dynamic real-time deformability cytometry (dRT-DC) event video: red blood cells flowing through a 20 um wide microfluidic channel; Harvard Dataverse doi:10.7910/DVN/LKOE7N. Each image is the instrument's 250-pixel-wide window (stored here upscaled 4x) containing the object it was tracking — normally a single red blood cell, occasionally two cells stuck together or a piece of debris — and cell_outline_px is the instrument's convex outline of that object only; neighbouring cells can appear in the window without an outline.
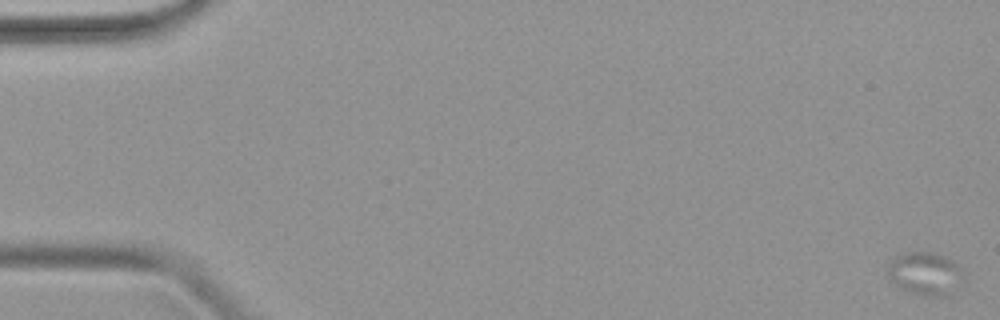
{"species": "common noctule bat (a hibernating species)", "species_latin": "Nyctalus noctula", "temperature_condition": "warm", "stored_images_in_passage": 50, "camera_frame_rate_fps": 3000, "um_per_image_px": 0.085, "animal": {"sex": "female", "body_mass_g": 19.9}, "frame": {"image": 1, "passage_image": 1, "time_ms": 0.0, "image_size_px": [1000, 320], "cell_outline_px": [[964, 280], [948, 296], [928, 296], [912, 292], [900, 288], [888, 276], [888, 260], [896, 256], [908, 252], [932, 252], [944, 256], [952, 260], [964, 272]], "centroid_in_image_um": [78.66, 23.25], "position_along_channel_um": 6.3, "area_um2": 19.02}}
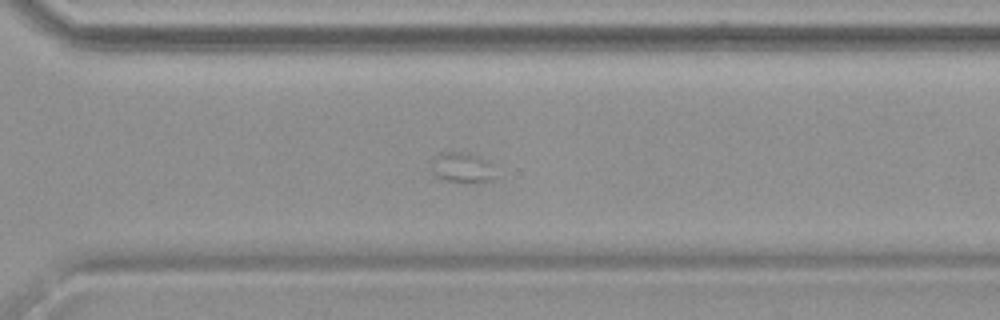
{"frame": {"image": 2, "passage_image": 36, "time_ms": 11.667, "image_size_px": [1000, 320], "cell_outline_px": [[496, 176], [492, 180], [476, 184], [468, 184], [444, 180], [436, 176], [432, 172], [432, 160], [440, 152], [460, 152], [476, 156], [484, 160], [488, 164]], "centroid_in_image_um": [39.25, 14.3], "position_along_channel_um": 331.4, "area_um2": 11.27}}
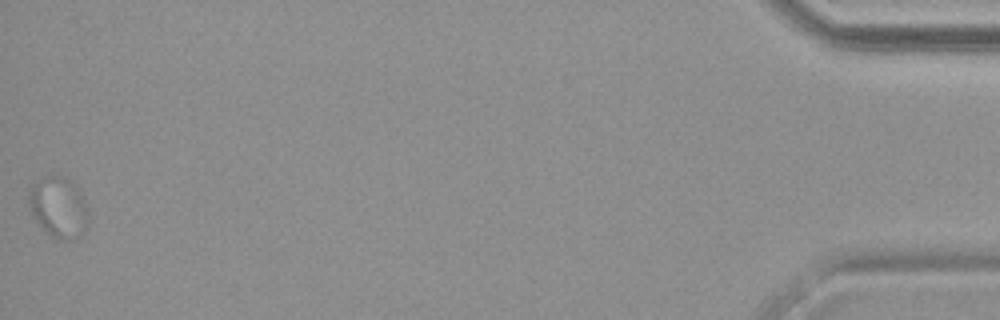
{"frame": {"image": 3, "passage_image": 50, "time_ms": 16.333, "image_size_px": [1000, 320], "cell_outline_px": [[88, 224], [80, 236], [72, 240], [56, 240], [32, 216], [28, 204], [28, 192], [36, 184], [52, 172], [68, 176], [80, 192], [88, 208]], "centroid_in_image_um": [5.0, 17.6], "position_along_channel_um": 430.2, "area_um2": 21.33}}